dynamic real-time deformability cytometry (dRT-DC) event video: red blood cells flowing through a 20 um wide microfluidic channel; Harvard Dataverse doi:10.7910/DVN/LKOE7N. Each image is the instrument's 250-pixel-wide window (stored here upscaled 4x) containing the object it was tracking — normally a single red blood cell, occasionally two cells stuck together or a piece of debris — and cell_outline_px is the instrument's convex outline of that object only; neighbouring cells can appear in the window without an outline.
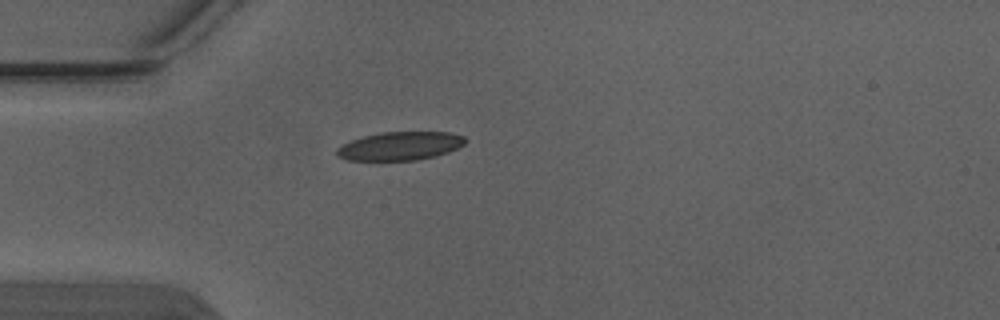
{"species": "Egyptian fruit bat (a non-hibernating species)", "species_latin": "Rousettus aegyptiacus", "temperature_condition": "warm", "stored_images_in_passage": 1, "camera_frame_rate_fps": 3000, "um_per_image_px": 0.085, "animal": {"sex": "male"}, "frame": {"image": 1, "passage_image": 1, "time_ms": 0.0, "image_size_px": [1000, 320], "cell_outline_px": [[468, 140], [464, 144], [448, 152], [436, 156], [416, 160], [348, 160], [336, 156], [336, 148], [352, 140], [364, 136], [380, 132], [448, 132], [464, 136]], "centroid_in_image_um": [34.01, 12.41], "position_along_channel_um": 51.0, "area_um2": 21.27}}